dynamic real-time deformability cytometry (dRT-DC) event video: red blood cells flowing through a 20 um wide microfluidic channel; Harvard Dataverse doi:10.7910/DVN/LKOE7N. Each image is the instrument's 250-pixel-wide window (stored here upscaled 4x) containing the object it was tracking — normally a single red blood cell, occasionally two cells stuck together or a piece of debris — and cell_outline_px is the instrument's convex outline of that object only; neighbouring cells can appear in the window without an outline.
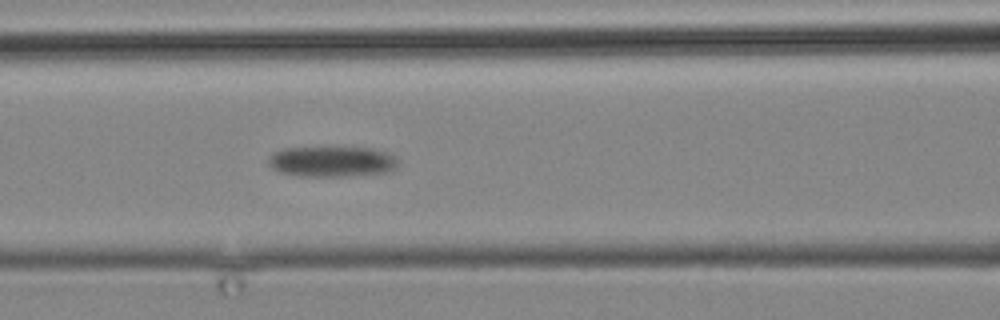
{"species": "common noctule bat (a hibernating species)", "species_latin": "Nyctalus noctula", "temperature_condition": "cold", "stored_images_in_passage": 14, "camera_frame_rate_fps": 3000, "um_per_image_px": 0.085, "animal": {"sex": "male", "body_mass_g": 19.2, "forearm_length_mm": 51.8}, "frame": {"image": 1, "passage_image": 14, "time_ms": 16.667, "image_size_px": [1000, 320], "cell_outline_px": [[396, 168], [388, 172], [344, 176], [300, 176], [280, 172], [272, 168], [268, 164], [268, 156], [272, 152], [284, 148], [372, 148], [388, 152], [396, 156]], "centroid_in_image_um": [28.19, 13.73], "position_along_channel_um": 138.4, "area_um2": 23.06}}